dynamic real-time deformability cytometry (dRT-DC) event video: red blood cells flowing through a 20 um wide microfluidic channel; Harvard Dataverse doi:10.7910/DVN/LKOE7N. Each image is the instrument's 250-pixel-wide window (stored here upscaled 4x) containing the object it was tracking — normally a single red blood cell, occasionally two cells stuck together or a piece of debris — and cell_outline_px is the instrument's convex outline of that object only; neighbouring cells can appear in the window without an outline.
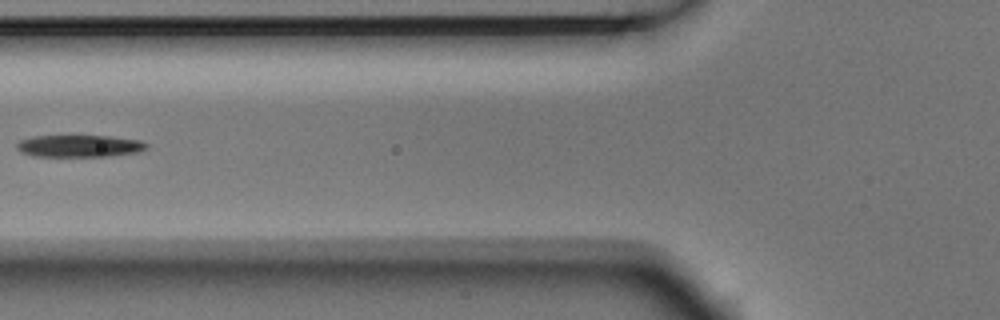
{"species": "Egyptian fruit bat (a non-hibernating species)", "species_latin": "Rousettus aegyptiacus", "temperature_condition": "room temperature", "stored_images_in_passage": 8, "camera_frame_rate_fps": 3000, "um_per_image_px": 0.085, "animal": {"sex": "male"}, "frame": {"image": 1, "passage_image": 7, "time_ms": 2.0, "image_size_px": [1000, 320], "cell_outline_px": [[148, 148], [136, 152], [112, 156], [32, 156], [20, 152], [16, 148], [16, 144], [20, 140], [32, 136], [108, 136], [140, 140], [148, 144]], "centroid_in_image_um": [6.72, 12.41], "position_along_channel_um": 119.1, "area_um2": 16.7}}
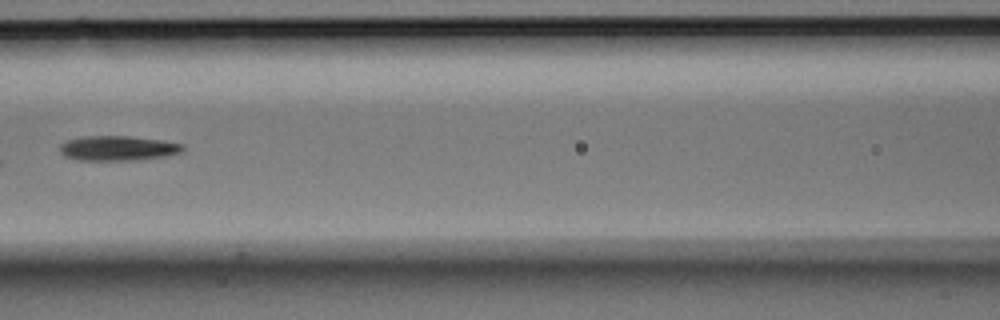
{"frame": {"image": 2, "passage_image": 8, "time_ms": 2.333, "image_size_px": [1000, 320], "cell_outline_px": [[184, 148], [180, 152], [168, 156], [136, 160], [80, 160], [64, 156], [60, 152], [60, 144], [68, 140], [84, 136], [128, 136], [164, 140], [184, 144]], "centroid_in_image_um": [10.04, 12.6], "position_along_channel_um": 156.6, "area_um2": 17.86}}